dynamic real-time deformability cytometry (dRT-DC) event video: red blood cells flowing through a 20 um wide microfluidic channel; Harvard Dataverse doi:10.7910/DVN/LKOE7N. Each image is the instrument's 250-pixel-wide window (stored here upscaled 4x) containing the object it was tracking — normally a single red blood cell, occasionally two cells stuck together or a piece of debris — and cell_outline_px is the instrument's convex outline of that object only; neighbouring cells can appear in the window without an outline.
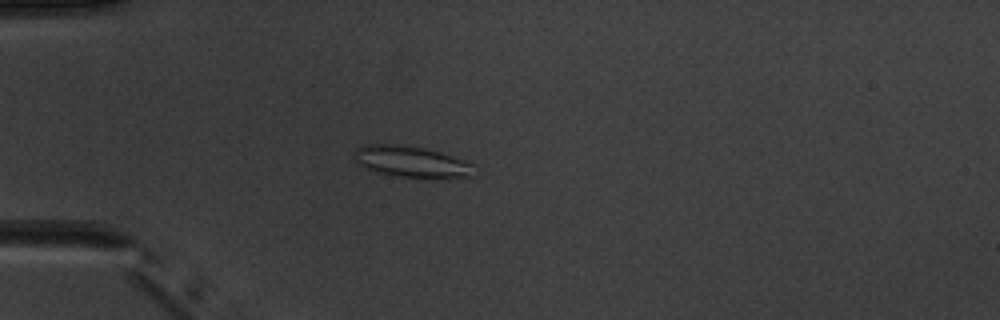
{"species": "common noctule bat (a hibernating species)", "species_latin": "Nyctalus noctula", "temperature_condition": "warm", "stored_images_in_passage": 5, "camera_frame_rate_fps": 3000, "um_per_image_px": 0.085, "animal": {"sex": "male", "body_mass_g": 20.1, "forearm_length_mm": 53.5}, "frame": {"image": 1, "passage_image": 5, "time_ms": 5.0, "image_size_px": [1000, 320], "cell_outline_px": [[476, 164], [472, 176], [400, 176], [376, 172], [364, 168], [352, 156], [352, 152], [356, 148], [364, 144], [396, 144], [424, 148], [440, 152]], "centroid_in_image_um": [34.9, 13.7], "position_along_channel_um": 50.1, "area_um2": 21.39}}